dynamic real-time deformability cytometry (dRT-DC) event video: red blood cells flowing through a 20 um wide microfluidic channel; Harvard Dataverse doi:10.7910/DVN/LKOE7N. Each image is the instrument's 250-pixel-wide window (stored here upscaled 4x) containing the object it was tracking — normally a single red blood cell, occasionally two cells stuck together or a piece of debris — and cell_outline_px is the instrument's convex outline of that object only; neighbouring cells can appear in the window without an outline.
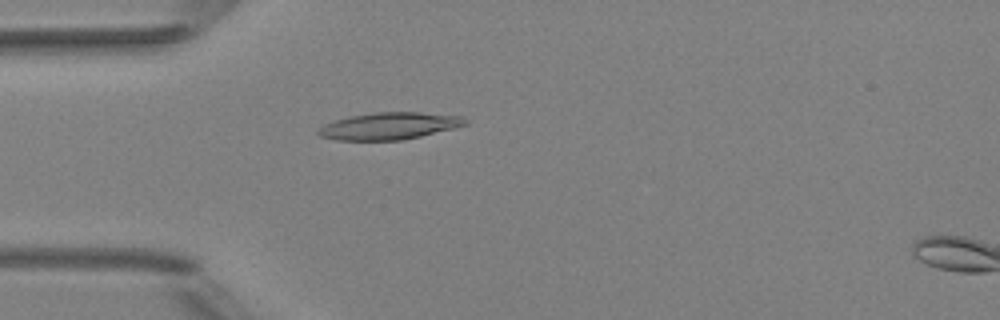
{"species": "Egyptian fruit bat (a non-hibernating species)", "species_latin": "Rousettus aegyptiacus", "temperature_condition": "room temperature", "stored_images_in_passage": 5, "camera_frame_rate_fps": 3000, "um_per_image_px": 0.085, "animal": {"sex": "female"}, "frame": {"image": 1, "passage_image": 4, "time_ms": 3.667, "image_size_px": [1000, 320], "cell_outline_px": [[468, 124], [420, 136], [400, 140], [336, 140], [320, 136], [316, 132], [324, 124], [336, 120], [352, 116], [372, 112], [420, 112], [464, 116], [468, 120]], "centroid_in_image_um": [33.1, 10.7], "position_along_channel_um": 51.9, "area_um2": 23.0}}